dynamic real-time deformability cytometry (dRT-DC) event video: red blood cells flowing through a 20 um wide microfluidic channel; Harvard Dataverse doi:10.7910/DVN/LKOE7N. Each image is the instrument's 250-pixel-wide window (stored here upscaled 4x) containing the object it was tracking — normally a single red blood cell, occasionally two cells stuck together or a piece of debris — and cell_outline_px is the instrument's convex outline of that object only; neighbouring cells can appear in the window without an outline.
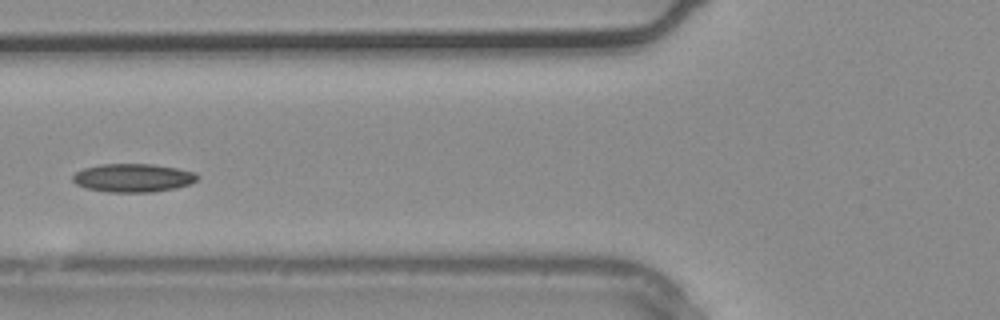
{"species": "common noctule bat (a hibernating species)", "species_latin": "Nyctalus noctula", "temperature_condition": "warm", "stored_images_in_passage": 29, "camera_frame_rate_fps": 3000, "um_per_image_px": 0.085, "animal": {"sex": "male", "body_mass_g": 20.4}, "frame": {"image": 1, "passage_image": 13, "time_ms": 4.0, "image_size_px": [1000, 320], "cell_outline_px": [[200, 176], [196, 180], [188, 184], [176, 188], [152, 192], [108, 192], [88, 188], [76, 184], [72, 180], [72, 176], [76, 172], [84, 168], [100, 164], [152, 164], [176, 168], [196, 172]], "centroid_in_image_um": [11.31, 15.11], "position_along_channel_um": 114.5, "area_um2": 20.58}}